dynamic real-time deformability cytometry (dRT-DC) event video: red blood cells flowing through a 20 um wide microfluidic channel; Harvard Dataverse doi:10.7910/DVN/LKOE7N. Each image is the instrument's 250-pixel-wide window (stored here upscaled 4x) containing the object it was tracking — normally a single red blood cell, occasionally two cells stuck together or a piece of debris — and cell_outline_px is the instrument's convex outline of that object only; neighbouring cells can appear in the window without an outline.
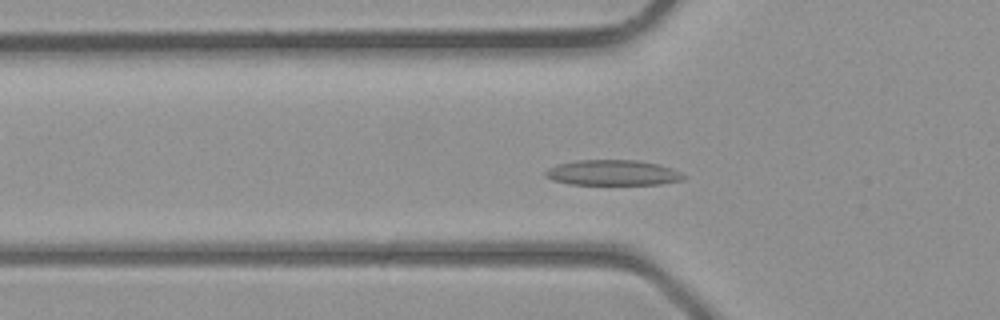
{"species": "common noctule bat (a hibernating species)", "species_latin": "Nyctalus noctula", "temperature_condition": "room temperature", "stored_images_in_passage": 35, "camera_frame_rate_fps": 3000, "um_per_image_px": 0.085, "animal": {"sex": "male", "body_mass_g": 23.1, "forearm_length_mm": 52.7}, "frame": {"image": 1, "passage_image": 8, "time_ms": 2.333, "image_size_px": [1000, 320], "cell_outline_px": [[688, 176], [684, 180], [660, 184], [568, 184], [552, 180], [544, 176], [544, 172], [548, 168], [556, 164], [576, 160], [636, 160], [660, 164], [672, 168]], "centroid_in_image_um": [52.09, 14.68], "position_along_channel_um": 73.7, "area_um2": 20.69}}
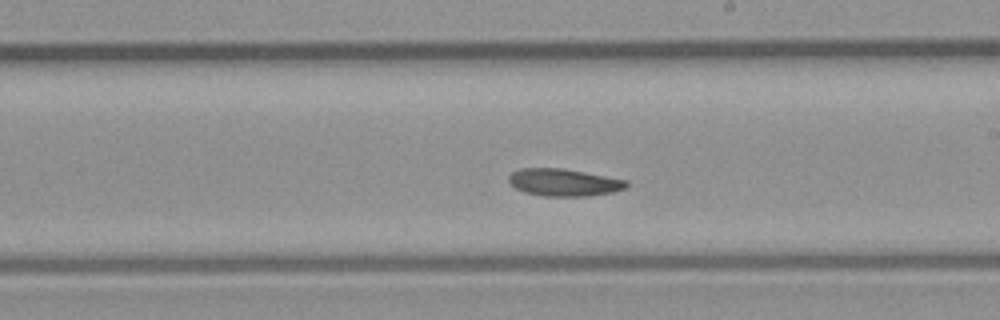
{"frame": {"image": 2, "passage_image": 18, "time_ms": 5.667, "image_size_px": [1000, 320], "cell_outline_px": [[628, 184], [624, 188], [612, 192], [588, 196], [544, 196], [524, 192], [516, 188], [508, 180], [508, 176], [512, 172], [520, 168], [564, 168], [628, 180]], "centroid_in_image_um": [47.92, 15.5], "position_along_channel_um": 241.1, "area_um2": 18.73}}
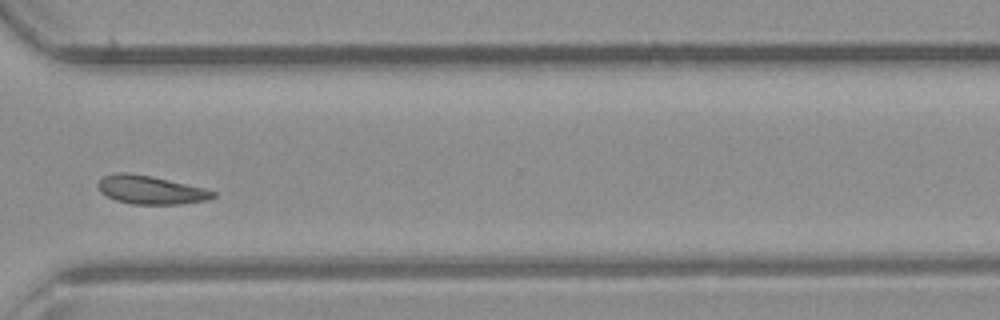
{"frame": {"image": 3, "passage_image": 25, "time_ms": 8.0, "image_size_px": [1000, 320], "cell_outline_px": [[216, 196], [208, 200], [180, 204], [132, 204], [116, 200], [100, 192], [96, 184], [104, 176], [116, 172], [124, 172], [152, 176], [204, 188], [216, 192]], "centroid_in_image_um": [12.8, 16.14], "position_along_channel_um": 357.8, "area_um2": 19.02}}